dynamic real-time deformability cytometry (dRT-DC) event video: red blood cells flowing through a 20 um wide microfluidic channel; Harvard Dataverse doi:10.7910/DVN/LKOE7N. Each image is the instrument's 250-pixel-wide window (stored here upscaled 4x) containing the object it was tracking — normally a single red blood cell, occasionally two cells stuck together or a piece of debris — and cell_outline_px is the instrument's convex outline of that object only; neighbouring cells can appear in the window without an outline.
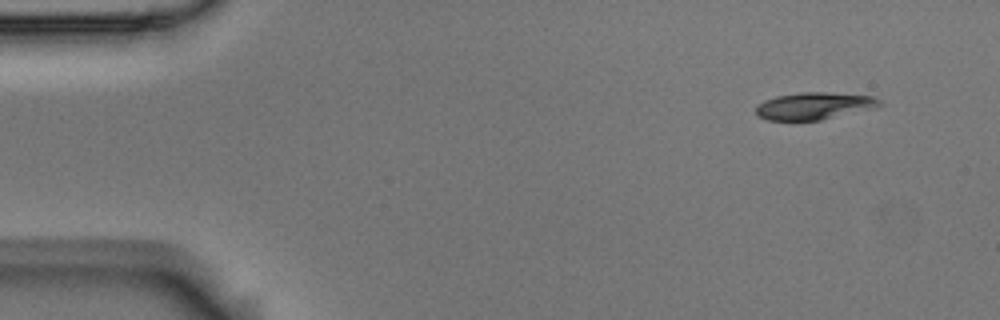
{"species": "Egyptian fruit bat (a non-hibernating species)", "species_latin": "Rousettus aegyptiacus", "temperature_condition": "room temperature", "stored_images_in_passage": 4, "camera_frame_rate_fps": 3000, "um_per_image_px": 0.085, "animal": {"sex": "male"}, "frame": {"image": 1, "passage_image": 1, "time_ms": 0.0, "image_size_px": [1000, 320], "cell_outline_px": [[884, 104], [872, 108], [820, 120], [768, 120], [760, 116], [756, 112], [756, 104], [764, 100], [776, 96], [800, 92], [824, 92], [872, 96], [880, 100]], "centroid_in_image_um": [69.17, 8.99], "position_along_channel_um": 15.8, "area_um2": 19.36}}
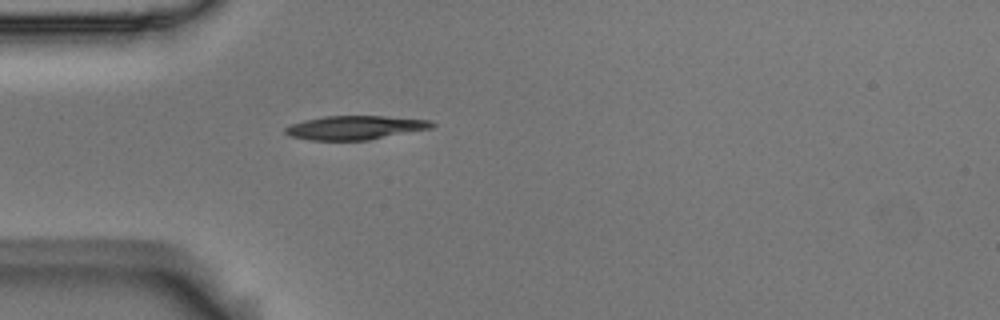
{"frame": {"image": 2, "passage_image": 4, "time_ms": 1.0, "image_size_px": [1000, 320], "cell_outline_px": [[436, 124], [432, 128], [368, 140], [308, 140], [292, 136], [284, 132], [284, 128], [292, 124], [304, 120], [324, 116], [384, 116], [432, 120]], "centroid_in_image_um": [30.21, 10.84], "position_along_channel_um": 54.8, "area_um2": 20.35}}